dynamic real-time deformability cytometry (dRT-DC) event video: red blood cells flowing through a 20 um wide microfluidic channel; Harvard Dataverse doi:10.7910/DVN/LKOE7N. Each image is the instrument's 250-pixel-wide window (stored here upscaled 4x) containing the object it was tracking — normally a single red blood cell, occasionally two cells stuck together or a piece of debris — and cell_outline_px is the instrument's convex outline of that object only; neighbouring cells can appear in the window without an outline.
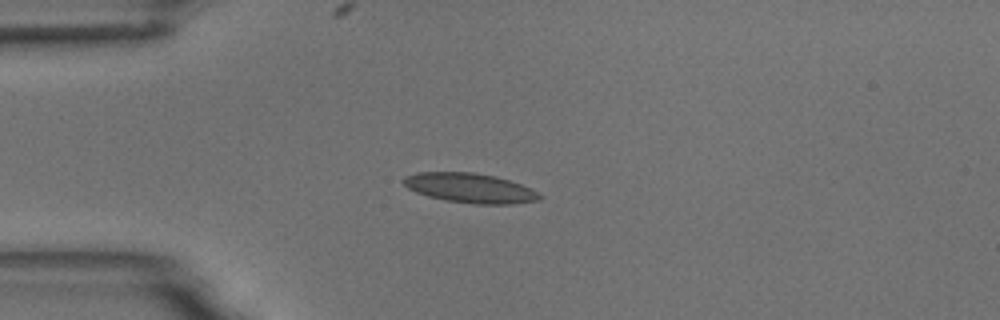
{"species": "common noctule bat (a hibernating species)", "species_latin": "Nyctalus noctula", "temperature_condition": "room temperature", "stored_images_in_passage": 14, "camera_frame_rate_fps": 3000, "um_per_image_px": 0.085, "animal": {"sex": "male", "body_mass_g": 18.8}, "frame": {"image": 1, "passage_image": 3, "time_ms": 3.0, "image_size_px": [1000, 320], "cell_outline_px": [[544, 196], [540, 200], [512, 204], [472, 204], [448, 200], [428, 196], [416, 192], [408, 188], [400, 180], [404, 176], [416, 172], [472, 172], [496, 176], [520, 184]], "centroid_in_image_um": [39.92, 15.98], "position_along_channel_um": 45.1, "area_um2": 23.47}}
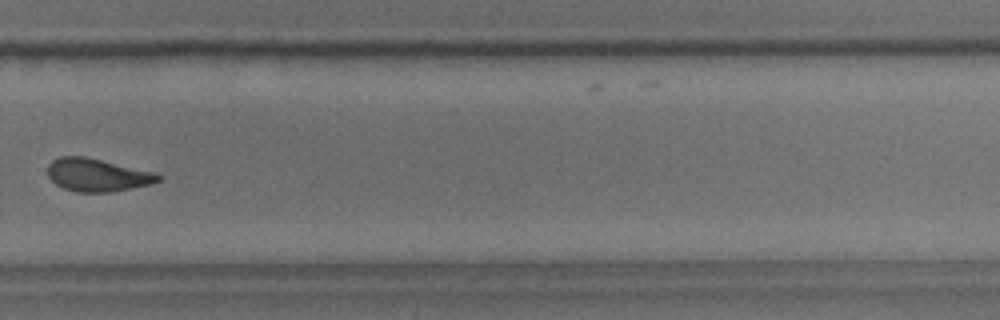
{"frame": {"image": 2, "passage_image": 10, "time_ms": 11.0, "image_size_px": [1000, 320], "cell_outline_px": [[164, 176], [160, 180], [152, 184], [112, 192], [76, 192], [64, 188], [56, 184], [48, 176], [48, 164], [52, 160], [60, 156], [84, 156], [156, 172]], "centroid_in_image_um": [8.3, 14.87], "position_along_channel_um": 321.5, "area_um2": 21.33}}
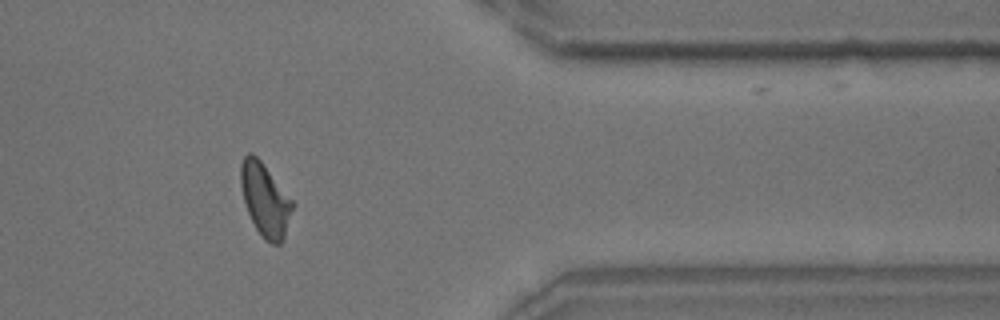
{"frame": {"image": 3, "passage_image": 12, "time_ms": 13.333, "image_size_px": [1000, 320], "cell_outline_px": [[292, 208], [284, 236], [280, 244], [272, 244], [264, 240], [256, 228], [248, 212], [244, 200], [240, 184], [240, 164], [244, 156], [248, 152], [252, 152], [260, 160], [292, 200]], "centroid_in_image_um": [22.49, 16.96], "position_along_channel_um": 388.9, "area_um2": 21.5}, "authors_computed_cell_mechanics": {"area_um2": 22.1374, "velocity_mm_per_s": 3.6872, "shape_relaxation_time_tau1_ms": null, "shape_relaxation_time_tau2_ms": 2.0621, "deformation_change_tau1": null, "deformation_change_tau2": 0.0776}}